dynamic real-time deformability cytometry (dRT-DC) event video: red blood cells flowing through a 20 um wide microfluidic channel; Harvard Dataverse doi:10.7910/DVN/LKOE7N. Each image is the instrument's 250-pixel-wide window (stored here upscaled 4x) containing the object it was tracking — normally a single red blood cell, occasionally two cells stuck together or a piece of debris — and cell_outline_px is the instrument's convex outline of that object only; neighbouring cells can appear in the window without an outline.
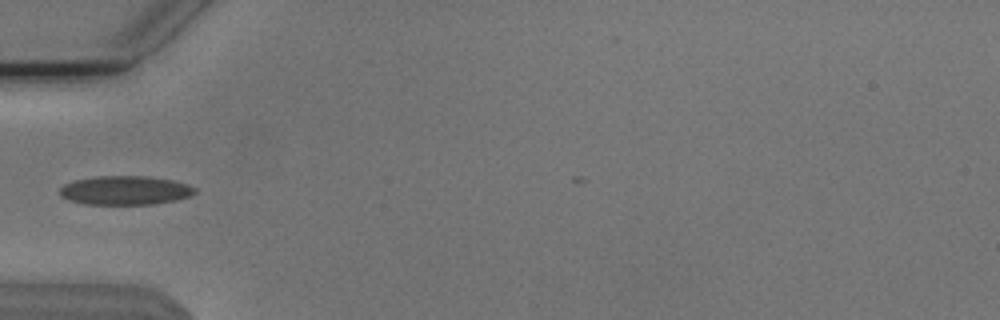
{"species": "Egyptian fruit bat (a non-hibernating species)", "species_latin": "Rousettus aegyptiacus", "temperature_condition": "cold", "stored_images_in_passage": 33, "camera_frame_rate_fps": 3000, "um_per_image_px": 0.085, "animal": {"sex": "male"}, "frame": {"image": 1, "passage_image": 1, "time_ms": 0.0, "image_size_px": [1000, 320], "cell_outline_px": [[196, 192], [192, 196], [176, 200], [152, 204], [84, 204], [68, 200], [60, 196], [60, 188], [64, 184], [76, 180], [96, 176], [148, 176], [172, 180], [188, 184], [196, 188]], "centroid_in_image_um": [10.65, 16.18], "position_along_channel_um": 74.3, "area_um2": 22.89}}
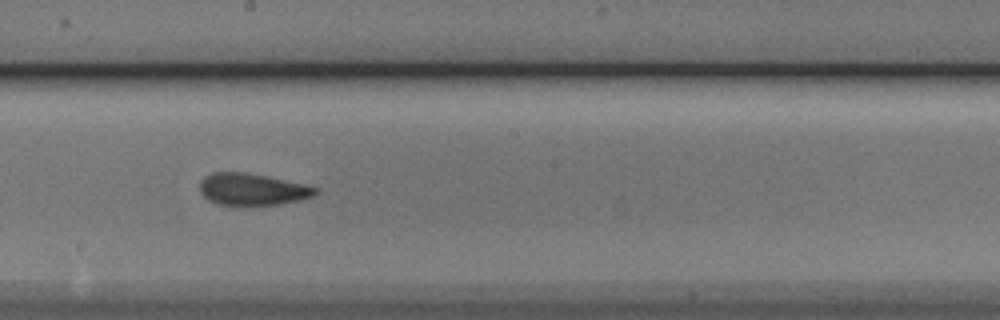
{"frame": {"image": 2, "passage_image": 13, "time_ms": 4.0, "image_size_px": [1000, 320], "cell_outline_px": [[316, 192], [312, 196], [300, 200], [280, 204], [248, 208], [240, 208], [216, 204], [208, 200], [200, 192], [200, 180], [204, 176], [212, 172], [244, 172], [264, 176], [300, 184], [316, 188]], "centroid_in_image_um": [21.33, 16.15], "position_along_channel_um": 226.9, "area_um2": 21.91}}
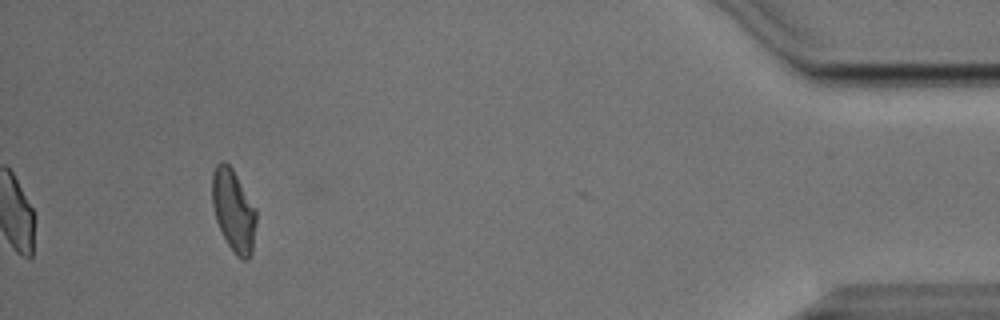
{"frame": {"image": 3, "passage_image": 33, "time_ms": 10.667, "image_size_px": [1000, 320], "cell_outline_px": [[256, 224], [252, 252], [248, 260], [244, 260], [236, 256], [228, 244], [216, 220], [212, 204], [212, 172], [216, 164], [220, 160], [224, 160], [232, 168], [256, 208]], "centroid_in_image_um": [19.85, 17.87], "position_along_channel_um": 415.4, "area_um2": 21.15}, "authors_computed_cell_mechanics": {"area_um2": 21.4438, "velocity_mm_per_s": 3.8061, "shape_relaxation_time_tau1_ms": 4.4932, "shape_relaxation_time_tau2_ms": 1.5835, "deformation_change_tau1": 0.1416, "deformation_change_tau2": 0.0685}}